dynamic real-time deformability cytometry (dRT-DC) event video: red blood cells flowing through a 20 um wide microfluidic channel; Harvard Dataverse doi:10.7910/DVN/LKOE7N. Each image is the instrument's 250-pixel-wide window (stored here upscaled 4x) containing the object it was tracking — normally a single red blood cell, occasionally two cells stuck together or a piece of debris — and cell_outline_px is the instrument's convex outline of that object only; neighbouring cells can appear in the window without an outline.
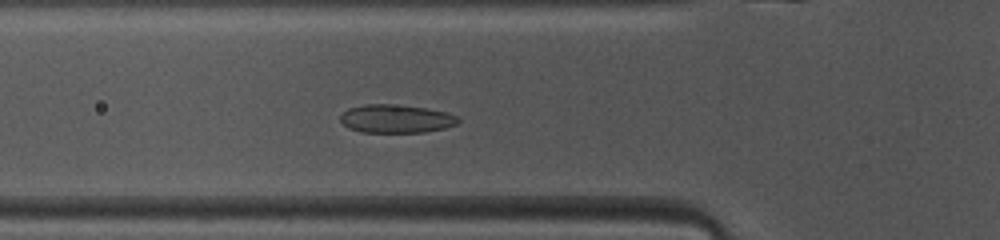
{"species": "common noctule bat (a hibernating species)", "species_latin": "Nyctalus noctula", "temperature_condition": "warm", "stored_images_in_passage": 38, "camera_frame_rate_fps": 3000, "um_per_image_px": 0.085, "animal": {"sex": "female", "body_mass_g": 10.0, "forearm_length_mm": 53.1}, "frame": {"image": 1, "passage_image": 6, "time_ms": 1.667, "image_size_px": [1000, 240], "cell_outline_px": [[460, 120], [456, 124], [444, 128], [424, 132], [360, 132], [348, 128], [340, 120], [340, 116], [348, 108], [364, 104], [388, 104], [424, 108], [444, 112], [456, 116]], "centroid_in_image_um": [33.62, 10.1], "position_along_channel_um": 92.2, "area_um2": 19.19}}
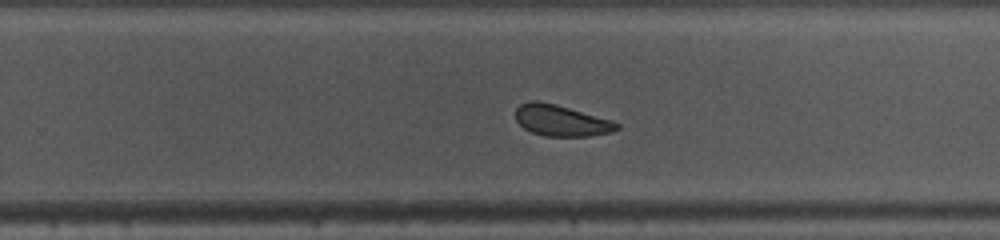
{"frame": {"image": 2, "passage_image": 20, "time_ms": 6.333, "image_size_px": [1000, 240], "cell_outline_px": [[620, 128], [612, 132], [588, 136], [544, 136], [532, 132], [524, 128], [516, 120], [516, 108], [520, 104], [532, 100], [536, 100], [556, 104], [612, 120], [620, 124]], "centroid_in_image_um": [47.71, 10.24], "position_along_channel_um": 282.1, "area_um2": 18.38}}
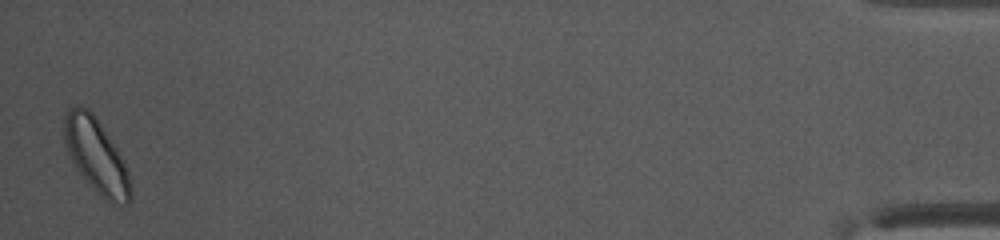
{"frame": {"image": 3, "passage_image": 38, "time_ms": 12.333, "image_size_px": [1000, 240], "cell_outline_px": [[132, 200], [128, 204], [116, 204], [104, 200], [84, 180], [76, 168], [64, 144], [64, 116], [68, 108], [80, 104], [88, 108], [96, 116], [116, 148], [128, 172], [132, 188]], "centroid_in_image_um": [8.17, 13.25], "position_along_channel_um": 427.0, "area_um2": 28.9}, "authors_computed_cell_mechanics": {"area_um2": 19.2763, "velocity_mm_per_s": 4.0611, "shape_relaxation_time_tau1_ms": 3.7501, "shape_relaxation_time_tau2_ms": null, "deformation_change_tau1": 0.086, "deformation_change_tau2": null}}